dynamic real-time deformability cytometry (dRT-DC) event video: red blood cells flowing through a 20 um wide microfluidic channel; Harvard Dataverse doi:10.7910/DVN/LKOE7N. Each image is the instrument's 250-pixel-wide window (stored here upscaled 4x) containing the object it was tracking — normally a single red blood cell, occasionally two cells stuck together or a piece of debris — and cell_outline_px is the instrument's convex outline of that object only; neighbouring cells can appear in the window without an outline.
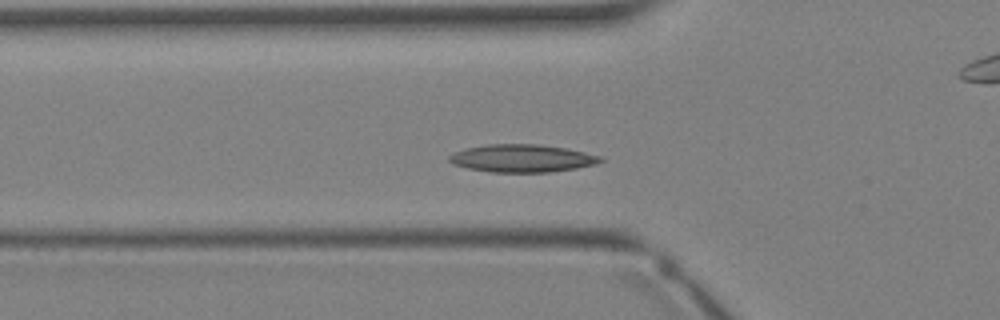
{"species": "Egyptian fruit bat (a non-hibernating species)", "species_latin": "Rousettus aegyptiacus", "temperature_condition": "warm", "stored_images_in_passage": 33, "camera_frame_rate_fps": 3000, "um_per_image_px": 0.085, "animal": {"sex": "female"}, "frame": {"image": 1, "passage_image": 9, "time_ms": 2.667, "image_size_px": [1000, 320], "cell_outline_px": [[604, 160], [596, 164], [576, 168], [548, 172], [492, 172], [468, 168], [452, 164], [448, 160], [448, 156], [464, 148], [488, 144], [536, 144], [564, 148], [584, 152], [600, 156]], "centroid_in_image_um": [44.35, 13.45], "position_along_channel_um": 81.5, "area_um2": 24.28}}
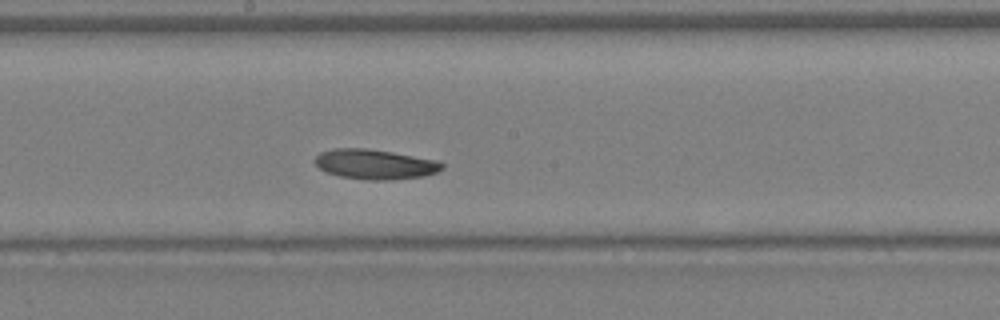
{"frame": {"image": 2, "passage_image": 16, "time_ms": 5.0, "image_size_px": [1000, 320], "cell_outline_px": [[444, 168], [436, 172], [424, 176], [392, 180], [368, 180], [340, 176], [328, 172], [320, 168], [312, 160], [320, 152], [332, 148], [368, 148], [392, 152], [436, 160], [444, 164]], "centroid_in_image_um": [31.86, 13.96], "position_along_channel_um": 216.3, "area_um2": 22.2}}
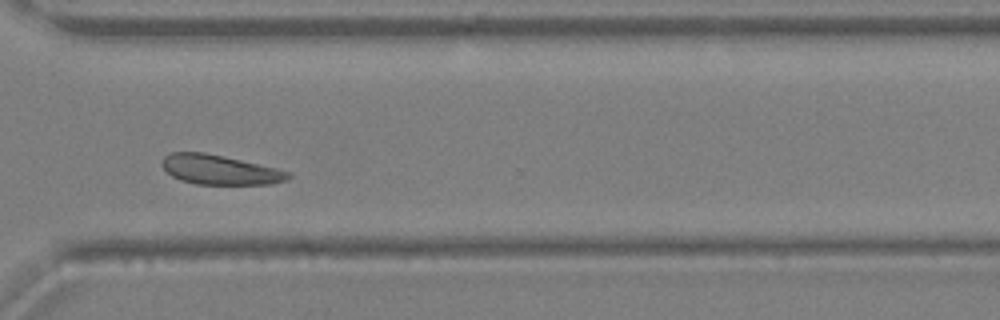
{"frame": {"image": 3, "passage_image": 23, "time_ms": 7.333, "image_size_px": [1000, 320], "cell_outline_px": [[292, 176], [288, 180], [272, 184], [196, 184], [180, 180], [172, 176], [160, 164], [160, 160], [164, 156], [172, 152], [204, 152], [276, 168], [292, 172]], "centroid_in_image_um": [18.68, 14.43], "position_along_channel_um": 351.9, "area_um2": 21.79}}